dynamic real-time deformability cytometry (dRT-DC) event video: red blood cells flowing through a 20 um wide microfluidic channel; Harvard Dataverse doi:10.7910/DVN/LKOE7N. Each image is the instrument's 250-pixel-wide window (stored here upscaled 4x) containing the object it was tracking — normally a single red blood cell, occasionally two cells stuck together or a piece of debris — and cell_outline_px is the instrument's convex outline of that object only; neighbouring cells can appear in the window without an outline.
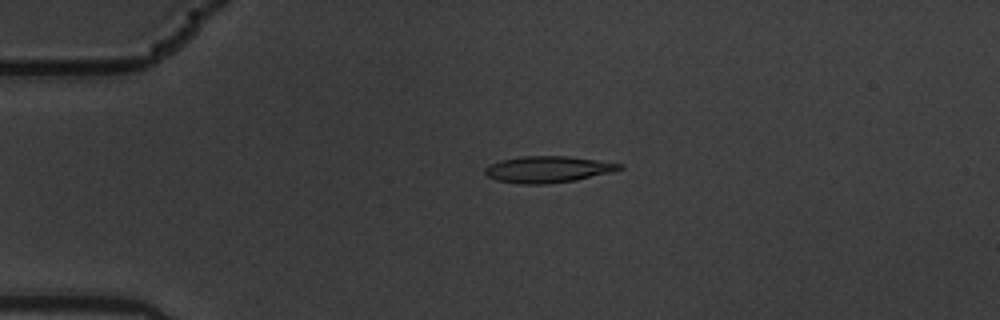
{"species": "common noctule bat (a hibernating species)", "species_latin": "Nyctalus noctula", "temperature_condition": "warm", "stored_images_in_passage": 5, "camera_frame_rate_fps": 3000, "um_per_image_px": 0.085, "animal": {"sex": "male", "body_mass_g": 19.5, "forearm_length_mm": 54.6}, "frame": {"image": 1, "passage_image": 4, "time_ms": 1.0, "image_size_px": [1000, 320], "cell_outline_px": [[624, 168], [612, 172], [576, 180], [548, 184], [520, 184], [496, 180], [488, 176], [484, 172], [484, 168], [500, 160], [520, 156], [568, 156], [624, 164]], "centroid_in_image_um": [46.58, 14.39], "position_along_channel_um": 38.4, "area_um2": 20.81}}